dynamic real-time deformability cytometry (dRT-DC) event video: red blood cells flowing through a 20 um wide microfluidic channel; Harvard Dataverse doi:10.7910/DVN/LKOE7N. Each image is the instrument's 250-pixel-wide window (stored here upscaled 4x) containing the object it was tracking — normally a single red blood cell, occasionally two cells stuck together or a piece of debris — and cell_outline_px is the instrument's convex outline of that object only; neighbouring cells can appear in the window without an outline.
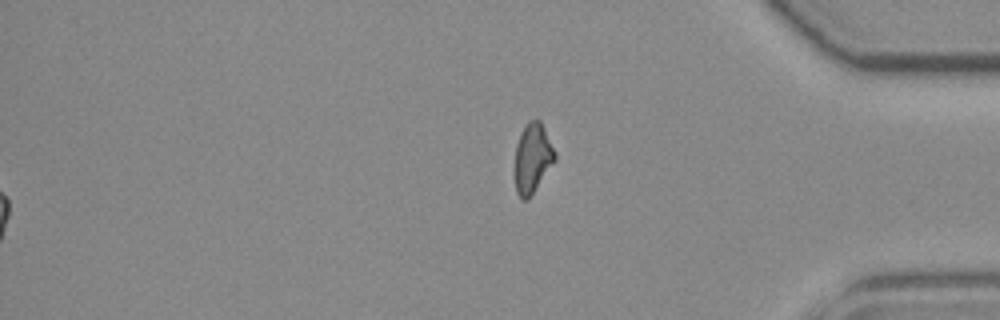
{"species": "common noctule bat (a hibernating species)", "species_latin": "Nyctalus noctula", "temperature_condition": "room temperature", "stored_images_in_passage": 54, "segment_of_instrument_passage": [2, 2], "camera_frame_rate_fps": 3000, "um_per_image_px": 0.085, "animal": {"sex": "female", "body_mass_g": 19.3, "forearm_length_mm": 54.1}, "frame": {"image": 1, "passage_image": 54, "time_ms": 17.667, "image_size_px": [1000, 320], "cell_outline_px": [[556, 160], [528, 200], [520, 200], [516, 192], [512, 172], [516, 144], [520, 132], [524, 124], [528, 120], [540, 120], [556, 152]], "centroid_in_image_um": [45.21, 13.47], "position_along_channel_um": 390.0, "area_um2": 16.99}}